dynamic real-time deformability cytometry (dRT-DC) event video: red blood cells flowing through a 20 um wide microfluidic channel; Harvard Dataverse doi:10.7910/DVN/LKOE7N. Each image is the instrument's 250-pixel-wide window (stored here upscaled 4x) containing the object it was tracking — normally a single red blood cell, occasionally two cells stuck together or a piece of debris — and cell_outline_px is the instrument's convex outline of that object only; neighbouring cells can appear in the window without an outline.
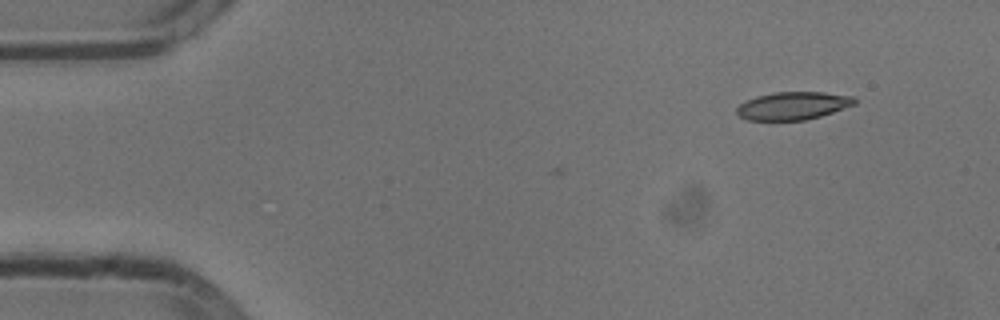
{"species": "common noctule bat (a hibernating species)", "species_latin": "Nyctalus noctula", "temperature_condition": "cold", "stored_images_in_passage": 4, "camera_frame_rate_fps": 3000, "um_per_image_px": 0.085, "animal": {"sex": "male", "body_mass_g": 13.3}, "frame": {"image": 1, "passage_image": 4, "time_ms": 1.0, "image_size_px": [1000, 320], "cell_outline_px": [[856, 104], [820, 116], [804, 120], [748, 120], [740, 116], [736, 112], [736, 108], [740, 104], [756, 96], [772, 92], [824, 92], [856, 96]], "centroid_in_image_um": [67.43, 8.98], "position_along_channel_um": 17.6, "area_um2": 19.13}}